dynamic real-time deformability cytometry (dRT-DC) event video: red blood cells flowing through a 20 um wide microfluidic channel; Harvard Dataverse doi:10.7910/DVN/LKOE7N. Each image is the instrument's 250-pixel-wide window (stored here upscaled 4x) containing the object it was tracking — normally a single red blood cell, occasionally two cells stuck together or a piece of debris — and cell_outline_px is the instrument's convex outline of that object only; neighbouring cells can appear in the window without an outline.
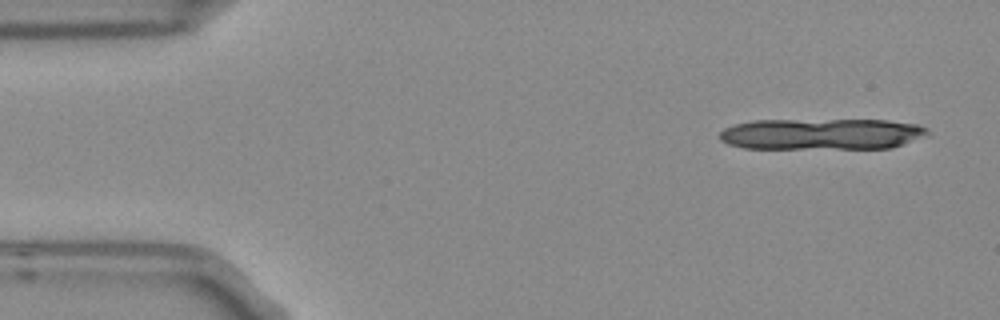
{"species": "Egyptian fruit bat (a non-hibernating species)", "species_latin": "Rousettus aegyptiacus", "temperature_condition": "room temperature", "stored_images_in_passage": 5, "camera_frame_rate_fps": 3000, "um_per_image_px": 0.085, "frame": {"image": 1, "passage_image": 1, "time_ms": 0.0, "image_size_px": [1000, 320], "cell_outline_px": [[928, 132], [892, 148], [744, 148], [728, 144], [720, 140], [720, 132], [724, 128], [736, 124], [756, 120], [888, 120], [916, 124], [928, 128]], "centroid_in_image_um": [69.77, 11.39], "position_along_channel_um": 15.2, "area_um2": 37.4}}